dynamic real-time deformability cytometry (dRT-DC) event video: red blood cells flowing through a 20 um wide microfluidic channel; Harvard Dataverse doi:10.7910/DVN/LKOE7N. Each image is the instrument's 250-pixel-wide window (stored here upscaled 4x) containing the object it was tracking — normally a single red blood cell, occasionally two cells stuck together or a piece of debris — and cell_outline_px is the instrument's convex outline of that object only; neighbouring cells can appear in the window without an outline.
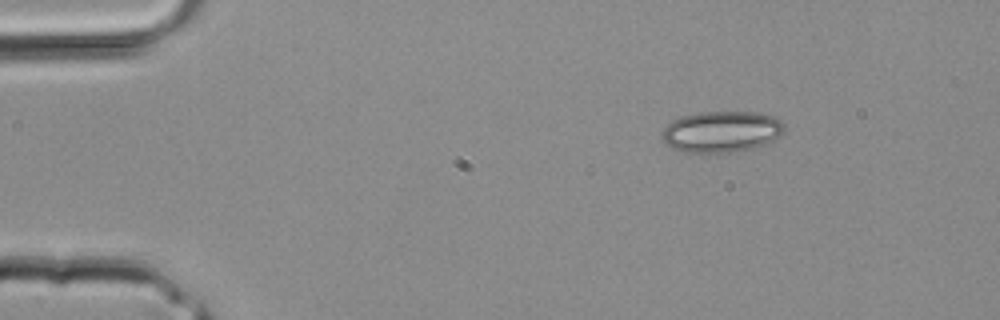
{"species": "common noctule bat (a hibernating species)", "species_latin": "Nyctalus noctula", "temperature_condition": "room temperature", "stored_images_in_passage": 2, "camera_frame_rate_fps": 3000, "um_per_image_px": 0.085, "animal": {"sex": "male", "body_mass_g": 20.4}, "frame": {"image": 1, "passage_image": 1, "time_ms": 0.0, "image_size_px": [1000, 320], "cell_outline_px": [[784, 132], [780, 136], [756, 148], [728, 152], [684, 152], [672, 148], [664, 144], [660, 140], [660, 136], [664, 128], [672, 120], [680, 116], [700, 112], [756, 112], [772, 116], [780, 120], [784, 124]], "centroid_in_image_um": [61.29, 11.19], "position_along_channel_um": 23.7, "area_um2": 29.59}}